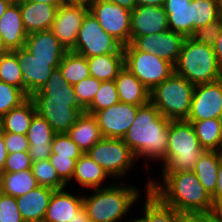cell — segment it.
<instances>
[{"label":"cell","mask_w":222,"mask_h":222,"mask_svg":"<svg viewBox=\"0 0 222 222\" xmlns=\"http://www.w3.org/2000/svg\"><path fill=\"white\" fill-rule=\"evenodd\" d=\"M15 0H0V18Z\"/></svg>","instance_id":"56"},{"label":"cell","mask_w":222,"mask_h":222,"mask_svg":"<svg viewBox=\"0 0 222 222\" xmlns=\"http://www.w3.org/2000/svg\"><path fill=\"white\" fill-rule=\"evenodd\" d=\"M125 67L150 91L174 73V65L150 52L138 51L131 43L123 47Z\"/></svg>","instance_id":"8"},{"label":"cell","mask_w":222,"mask_h":222,"mask_svg":"<svg viewBox=\"0 0 222 222\" xmlns=\"http://www.w3.org/2000/svg\"><path fill=\"white\" fill-rule=\"evenodd\" d=\"M27 1L51 4L53 6H57L58 8L64 4V0H27Z\"/></svg>","instance_id":"55"},{"label":"cell","mask_w":222,"mask_h":222,"mask_svg":"<svg viewBox=\"0 0 222 222\" xmlns=\"http://www.w3.org/2000/svg\"><path fill=\"white\" fill-rule=\"evenodd\" d=\"M48 159L51 165L55 168L59 178L68 187V184H70L69 182L73 177L78 159L58 156V154H51Z\"/></svg>","instance_id":"43"},{"label":"cell","mask_w":222,"mask_h":222,"mask_svg":"<svg viewBox=\"0 0 222 222\" xmlns=\"http://www.w3.org/2000/svg\"><path fill=\"white\" fill-rule=\"evenodd\" d=\"M7 150L4 142V132L0 129V172H3L5 160L7 158Z\"/></svg>","instance_id":"50"},{"label":"cell","mask_w":222,"mask_h":222,"mask_svg":"<svg viewBox=\"0 0 222 222\" xmlns=\"http://www.w3.org/2000/svg\"><path fill=\"white\" fill-rule=\"evenodd\" d=\"M128 220V221H127ZM127 220H124L125 222L127 221V222H147V218L143 215L142 217L140 216L139 218H137V216H136V218H133V219H131V218H129V219H127Z\"/></svg>","instance_id":"59"},{"label":"cell","mask_w":222,"mask_h":222,"mask_svg":"<svg viewBox=\"0 0 222 222\" xmlns=\"http://www.w3.org/2000/svg\"><path fill=\"white\" fill-rule=\"evenodd\" d=\"M39 116L46 119L56 134L67 133L78 116L85 112L78 100L51 99L47 95H31Z\"/></svg>","instance_id":"10"},{"label":"cell","mask_w":222,"mask_h":222,"mask_svg":"<svg viewBox=\"0 0 222 222\" xmlns=\"http://www.w3.org/2000/svg\"><path fill=\"white\" fill-rule=\"evenodd\" d=\"M28 98L29 96L20 88L0 81V118Z\"/></svg>","instance_id":"40"},{"label":"cell","mask_w":222,"mask_h":222,"mask_svg":"<svg viewBox=\"0 0 222 222\" xmlns=\"http://www.w3.org/2000/svg\"><path fill=\"white\" fill-rule=\"evenodd\" d=\"M4 142L7 153L28 151L29 149L27 136L23 134L4 132Z\"/></svg>","instance_id":"47"},{"label":"cell","mask_w":222,"mask_h":222,"mask_svg":"<svg viewBox=\"0 0 222 222\" xmlns=\"http://www.w3.org/2000/svg\"><path fill=\"white\" fill-rule=\"evenodd\" d=\"M51 154L79 159L83 152L67 133L55 134L51 144Z\"/></svg>","instance_id":"41"},{"label":"cell","mask_w":222,"mask_h":222,"mask_svg":"<svg viewBox=\"0 0 222 222\" xmlns=\"http://www.w3.org/2000/svg\"><path fill=\"white\" fill-rule=\"evenodd\" d=\"M213 214L222 219V198L219 199L215 204H214V210H213Z\"/></svg>","instance_id":"57"},{"label":"cell","mask_w":222,"mask_h":222,"mask_svg":"<svg viewBox=\"0 0 222 222\" xmlns=\"http://www.w3.org/2000/svg\"><path fill=\"white\" fill-rule=\"evenodd\" d=\"M31 171L38 186L60 190L67 185L59 178L55 168L49 162V159H43L32 163Z\"/></svg>","instance_id":"37"},{"label":"cell","mask_w":222,"mask_h":222,"mask_svg":"<svg viewBox=\"0 0 222 222\" xmlns=\"http://www.w3.org/2000/svg\"><path fill=\"white\" fill-rule=\"evenodd\" d=\"M119 102L115 81H102L92 103L85 109V112L94 114Z\"/></svg>","instance_id":"39"},{"label":"cell","mask_w":222,"mask_h":222,"mask_svg":"<svg viewBox=\"0 0 222 222\" xmlns=\"http://www.w3.org/2000/svg\"><path fill=\"white\" fill-rule=\"evenodd\" d=\"M89 12L123 47L130 44L131 11L107 0H93Z\"/></svg>","instance_id":"11"},{"label":"cell","mask_w":222,"mask_h":222,"mask_svg":"<svg viewBox=\"0 0 222 222\" xmlns=\"http://www.w3.org/2000/svg\"><path fill=\"white\" fill-rule=\"evenodd\" d=\"M120 102L143 106L150 102V90L125 66L114 80Z\"/></svg>","instance_id":"24"},{"label":"cell","mask_w":222,"mask_h":222,"mask_svg":"<svg viewBox=\"0 0 222 222\" xmlns=\"http://www.w3.org/2000/svg\"><path fill=\"white\" fill-rule=\"evenodd\" d=\"M88 11L89 6L83 4H63L57 9L50 31L66 51L75 47L79 29Z\"/></svg>","instance_id":"12"},{"label":"cell","mask_w":222,"mask_h":222,"mask_svg":"<svg viewBox=\"0 0 222 222\" xmlns=\"http://www.w3.org/2000/svg\"><path fill=\"white\" fill-rule=\"evenodd\" d=\"M169 30L163 6H137L131 11L130 43L138 36Z\"/></svg>","instance_id":"17"},{"label":"cell","mask_w":222,"mask_h":222,"mask_svg":"<svg viewBox=\"0 0 222 222\" xmlns=\"http://www.w3.org/2000/svg\"><path fill=\"white\" fill-rule=\"evenodd\" d=\"M219 19L222 21V0H218Z\"/></svg>","instance_id":"62"},{"label":"cell","mask_w":222,"mask_h":222,"mask_svg":"<svg viewBox=\"0 0 222 222\" xmlns=\"http://www.w3.org/2000/svg\"><path fill=\"white\" fill-rule=\"evenodd\" d=\"M24 48L41 61H51L52 67H59L67 52L50 30L29 33Z\"/></svg>","instance_id":"18"},{"label":"cell","mask_w":222,"mask_h":222,"mask_svg":"<svg viewBox=\"0 0 222 222\" xmlns=\"http://www.w3.org/2000/svg\"><path fill=\"white\" fill-rule=\"evenodd\" d=\"M212 47H213L214 53L216 55L218 64L222 68V31L219 34V36L217 37V39Z\"/></svg>","instance_id":"51"},{"label":"cell","mask_w":222,"mask_h":222,"mask_svg":"<svg viewBox=\"0 0 222 222\" xmlns=\"http://www.w3.org/2000/svg\"><path fill=\"white\" fill-rule=\"evenodd\" d=\"M191 122L202 148L222 152V131L218 118Z\"/></svg>","instance_id":"32"},{"label":"cell","mask_w":222,"mask_h":222,"mask_svg":"<svg viewBox=\"0 0 222 222\" xmlns=\"http://www.w3.org/2000/svg\"><path fill=\"white\" fill-rule=\"evenodd\" d=\"M145 198L142 215L147 218V222H179L181 213L164 204L149 189H146Z\"/></svg>","instance_id":"34"},{"label":"cell","mask_w":222,"mask_h":222,"mask_svg":"<svg viewBox=\"0 0 222 222\" xmlns=\"http://www.w3.org/2000/svg\"><path fill=\"white\" fill-rule=\"evenodd\" d=\"M16 1L19 3L23 26L28 34L50 30L56 16L57 6L27 0Z\"/></svg>","instance_id":"20"},{"label":"cell","mask_w":222,"mask_h":222,"mask_svg":"<svg viewBox=\"0 0 222 222\" xmlns=\"http://www.w3.org/2000/svg\"><path fill=\"white\" fill-rule=\"evenodd\" d=\"M32 161L28 151L8 153L2 173H14L31 169Z\"/></svg>","instance_id":"46"},{"label":"cell","mask_w":222,"mask_h":222,"mask_svg":"<svg viewBox=\"0 0 222 222\" xmlns=\"http://www.w3.org/2000/svg\"><path fill=\"white\" fill-rule=\"evenodd\" d=\"M109 178L102 167L92 160L88 154L83 153L77 160L75 171L70 182L72 183L73 180H75L77 181L76 183L81 185L79 187H82V189L90 188L92 190L103 188L102 184Z\"/></svg>","instance_id":"28"},{"label":"cell","mask_w":222,"mask_h":222,"mask_svg":"<svg viewBox=\"0 0 222 222\" xmlns=\"http://www.w3.org/2000/svg\"><path fill=\"white\" fill-rule=\"evenodd\" d=\"M174 73L197 85L210 83L222 78V68L218 64L213 47L195 42L186 37Z\"/></svg>","instance_id":"5"},{"label":"cell","mask_w":222,"mask_h":222,"mask_svg":"<svg viewBox=\"0 0 222 222\" xmlns=\"http://www.w3.org/2000/svg\"><path fill=\"white\" fill-rule=\"evenodd\" d=\"M36 114L35 104L29 97L20 106L12 108L0 118V129L3 132L26 135L31 121Z\"/></svg>","instance_id":"29"},{"label":"cell","mask_w":222,"mask_h":222,"mask_svg":"<svg viewBox=\"0 0 222 222\" xmlns=\"http://www.w3.org/2000/svg\"><path fill=\"white\" fill-rule=\"evenodd\" d=\"M133 104L119 102L95 112L103 138L122 139L136 118L138 108Z\"/></svg>","instance_id":"13"},{"label":"cell","mask_w":222,"mask_h":222,"mask_svg":"<svg viewBox=\"0 0 222 222\" xmlns=\"http://www.w3.org/2000/svg\"><path fill=\"white\" fill-rule=\"evenodd\" d=\"M122 47L118 41L103 30L97 19L88 11L79 29L75 47L71 51L90 58L117 53Z\"/></svg>","instance_id":"9"},{"label":"cell","mask_w":222,"mask_h":222,"mask_svg":"<svg viewBox=\"0 0 222 222\" xmlns=\"http://www.w3.org/2000/svg\"><path fill=\"white\" fill-rule=\"evenodd\" d=\"M165 0H136V6H163Z\"/></svg>","instance_id":"54"},{"label":"cell","mask_w":222,"mask_h":222,"mask_svg":"<svg viewBox=\"0 0 222 222\" xmlns=\"http://www.w3.org/2000/svg\"><path fill=\"white\" fill-rule=\"evenodd\" d=\"M179 222H209V213L181 214Z\"/></svg>","instance_id":"48"},{"label":"cell","mask_w":222,"mask_h":222,"mask_svg":"<svg viewBox=\"0 0 222 222\" xmlns=\"http://www.w3.org/2000/svg\"><path fill=\"white\" fill-rule=\"evenodd\" d=\"M55 134L46 119L38 114L33 117L26 134L29 143L28 154L32 163L49 158Z\"/></svg>","instance_id":"19"},{"label":"cell","mask_w":222,"mask_h":222,"mask_svg":"<svg viewBox=\"0 0 222 222\" xmlns=\"http://www.w3.org/2000/svg\"><path fill=\"white\" fill-rule=\"evenodd\" d=\"M54 190L37 186L28 193L16 197L17 207L24 222L43 221Z\"/></svg>","instance_id":"23"},{"label":"cell","mask_w":222,"mask_h":222,"mask_svg":"<svg viewBox=\"0 0 222 222\" xmlns=\"http://www.w3.org/2000/svg\"><path fill=\"white\" fill-rule=\"evenodd\" d=\"M195 85L173 73L150 91V102L169 120H186Z\"/></svg>","instance_id":"6"},{"label":"cell","mask_w":222,"mask_h":222,"mask_svg":"<svg viewBox=\"0 0 222 222\" xmlns=\"http://www.w3.org/2000/svg\"><path fill=\"white\" fill-rule=\"evenodd\" d=\"M209 222H222V219L216 217L213 212L209 213Z\"/></svg>","instance_id":"60"},{"label":"cell","mask_w":222,"mask_h":222,"mask_svg":"<svg viewBox=\"0 0 222 222\" xmlns=\"http://www.w3.org/2000/svg\"><path fill=\"white\" fill-rule=\"evenodd\" d=\"M185 36L181 33L167 30L158 34L136 37L131 44L141 52H150L175 65Z\"/></svg>","instance_id":"15"},{"label":"cell","mask_w":222,"mask_h":222,"mask_svg":"<svg viewBox=\"0 0 222 222\" xmlns=\"http://www.w3.org/2000/svg\"><path fill=\"white\" fill-rule=\"evenodd\" d=\"M120 181L93 189L92 195L83 196V207L91 222H121L130 213L141 196L139 189Z\"/></svg>","instance_id":"3"},{"label":"cell","mask_w":222,"mask_h":222,"mask_svg":"<svg viewBox=\"0 0 222 222\" xmlns=\"http://www.w3.org/2000/svg\"><path fill=\"white\" fill-rule=\"evenodd\" d=\"M0 81L22 90V72L14 51L0 55Z\"/></svg>","instance_id":"38"},{"label":"cell","mask_w":222,"mask_h":222,"mask_svg":"<svg viewBox=\"0 0 222 222\" xmlns=\"http://www.w3.org/2000/svg\"><path fill=\"white\" fill-rule=\"evenodd\" d=\"M90 75L100 81H114L125 66L123 47L117 53L87 58Z\"/></svg>","instance_id":"26"},{"label":"cell","mask_w":222,"mask_h":222,"mask_svg":"<svg viewBox=\"0 0 222 222\" xmlns=\"http://www.w3.org/2000/svg\"><path fill=\"white\" fill-rule=\"evenodd\" d=\"M7 51L8 50L5 48V45L2 40V36L0 34V55H2L3 53H6Z\"/></svg>","instance_id":"61"},{"label":"cell","mask_w":222,"mask_h":222,"mask_svg":"<svg viewBox=\"0 0 222 222\" xmlns=\"http://www.w3.org/2000/svg\"><path fill=\"white\" fill-rule=\"evenodd\" d=\"M22 72V90L30 97L39 91L58 67L51 61H41L33 57L24 47L14 50Z\"/></svg>","instance_id":"16"},{"label":"cell","mask_w":222,"mask_h":222,"mask_svg":"<svg viewBox=\"0 0 222 222\" xmlns=\"http://www.w3.org/2000/svg\"><path fill=\"white\" fill-rule=\"evenodd\" d=\"M112 179L125 178L137 161L134 153L122 139L102 138L87 152ZM122 176V177H121Z\"/></svg>","instance_id":"7"},{"label":"cell","mask_w":222,"mask_h":222,"mask_svg":"<svg viewBox=\"0 0 222 222\" xmlns=\"http://www.w3.org/2000/svg\"><path fill=\"white\" fill-rule=\"evenodd\" d=\"M163 8L167 14L169 30L192 35V0H165Z\"/></svg>","instance_id":"27"},{"label":"cell","mask_w":222,"mask_h":222,"mask_svg":"<svg viewBox=\"0 0 222 222\" xmlns=\"http://www.w3.org/2000/svg\"><path fill=\"white\" fill-rule=\"evenodd\" d=\"M58 68L63 78L71 85L91 76L87 58L72 51L64 54Z\"/></svg>","instance_id":"33"},{"label":"cell","mask_w":222,"mask_h":222,"mask_svg":"<svg viewBox=\"0 0 222 222\" xmlns=\"http://www.w3.org/2000/svg\"><path fill=\"white\" fill-rule=\"evenodd\" d=\"M222 111V78L195 85L190 113L186 121L218 118Z\"/></svg>","instance_id":"14"},{"label":"cell","mask_w":222,"mask_h":222,"mask_svg":"<svg viewBox=\"0 0 222 222\" xmlns=\"http://www.w3.org/2000/svg\"><path fill=\"white\" fill-rule=\"evenodd\" d=\"M218 120L220 122V127H221V131H222V111L219 114Z\"/></svg>","instance_id":"63"},{"label":"cell","mask_w":222,"mask_h":222,"mask_svg":"<svg viewBox=\"0 0 222 222\" xmlns=\"http://www.w3.org/2000/svg\"><path fill=\"white\" fill-rule=\"evenodd\" d=\"M221 160L222 152L206 150L193 169L199 182L210 196L215 193L217 172Z\"/></svg>","instance_id":"30"},{"label":"cell","mask_w":222,"mask_h":222,"mask_svg":"<svg viewBox=\"0 0 222 222\" xmlns=\"http://www.w3.org/2000/svg\"><path fill=\"white\" fill-rule=\"evenodd\" d=\"M222 31V21L220 19L196 29L190 36L195 42L213 46L217 37Z\"/></svg>","instance_id":"44"},{"label":"cell","mask_w":222,"mask_h":222,"mask_svg":"<svg viewBox=\"0 0 222 222\" xmlns=\"http://www.w3.org/2000/svg\"><path fill=\"white\" fill-rule=\"evenodd\" d=\"M33 95H47L51 99L77 100L73 85L67 83L59 68L55 69L45 85Z\"/></svg>","instance_id":"35"},{"label":"cell","mask_w":222,"mask_h":222,"mask_svg":"<svg viewBox=\"0 0 222 222\" xmlns=\"http://www.w3.org/2000/svg\"><path fill=\"white\" fill-rule=\"evenodd\" d=\"M110 1L114 4H117L121 7H124L130 11H132L133 9H135L136 6V0H107Z\"/></svg>","instance_id":"53"},{"label":"cell","mask_w":222,"mask_h":222,"mask_svg":"<svg viewBox=\"0 0 222 222\" xmlns=\"http://www.w3.org/2000/svg\"><path fill=\"white\" fill-rule=\"evenodd\" d=\"M68 222H91V219L88 217L86 209L82 207L74 216L71 221Z\"/></svg>","instance_id":"52"},{"label":"cell","mask_w":222,"mask_h":222,"mask_svg":"<svg viewBox=\"0 0 222 222\" xmlns=\"http://www.w3.org/2000/svg\"><path fill=\"white\" fill-rule=\"evenodd\" d=\"M169 122L151 102L138 108L136 118L122 138L137 161L144 157L145 160L164 162Z\"/></svg>","instance_id":"2"},{"label":"cell","mask_w":222,"mask_h":222,"mask_svg":"<svg viewBox=\"0 0 222 222\" xmlns=\"http://www.w3.org/2000/svg\"><path fill=\"white\" fill-rule=\"evenodd\" d=\"M100 80L95 77H88L73 85V89L79 104L86 109L93 101L96 92L101 85Z\"/></svg>","instance_id":"42"},{"label":"cell","mask_w":222,"mask_h":222,"mask_svg":"<svg viewBox=\"0 0 222 222\" xmlns=\"http://www.w3.org/2000/svg\"><path fill=\"white\" fill-rule=\"evenodd\" d=\"M0 34L8 51L24 47L28 33L24 29L19 3L16 0L0 18Z\"/></svg>","instance_id":"22"},{"label":"cell","mask_w":222,"mask_h":222,"mask_svg":"<svg viewBox=\"0 0 222 222\" xmlns=\"http://www.w3.org/2000/svg\"><path fill=\"white\" fill-rule=\"evenodd\" d=\"M217 174L215 193L211 196L214 204L222 198V160L219 163Z\"/></svg>","instance_id":"49"},{"label":"cell","mask_w":222,"mask_h":222,"mask_svg":"<svg viewBox=\"0 0 222 222\" xmlns=\"http://www.w3.org/2000/svg\"><path fill=\"white\" fill-rule=\"evenodd\" d=\"M93 0H64V4H83L89 6Z\"/></svg>","instance_id":"58"},{"label":"cell","mask_w":222,"mask_h":222,"mask_svg":"<svg viewBox=\"0 0 222 222\" xmlns=\"http://www.w3.org/2000/svg\"><path fill=\"white\" fill-rule=\"evenodd\" d=\"M219 19L218 0H192V34Z\"/></svg>","instance_id":"36"},{"label":"cell","mask_w":222,"mask_h":222,"mask_svg":"<svg viewBox=\"0 0 222 222\" xmlns=\"http://www.w3.org/2000/svg\"><path fill=\"white\" fill-rule=\"evenodd\" d=\"M83 207V193L75 195L67 191L66 187L55 190L50 198L44 221L68 222Z\"/></svg>","instance_id":"21"},{"label":"cell","mask_w":222,"mask_h":222,"mask_svg":"<svg viewBox=\"0 0 222 222\" xmlns=\"http://www.w3.org/2000/svg\"><path fill=\"white\" fill-rule=\"evenodd\" d=\"M206 150L201 147L191 122L170 120L166 158L161 174L193 171Z\"/></svg>","instance_id":"4"},{"label":"cell","mask_w":222,"mask_h":222,"mask_svg":"<svg viewBox=\"0 0 222 222\" xmlns=\"http://www.w3.org/2000/svg\"><path fill=\"white\" fill-rule=\"evenodd\" d=\"M67 135L86 153L94 144L103 138L96 117L83 112L68 130Z\"/></svg>","instance_id":"25"},{"label":"cell","mask_w":222,"mask_h":222,"mask_svg":"<svg viewBox=\"0 0 222 222\" xmlns=\"http://www.w3.org/2000/svg\"><path fill=\"white\" fill-rule=\"evenodd\" d=\"M0 222H24L17 207L16 197L0 192Z\"/></svg>","instance_id":"45"},{"label":"cell","mask_w":222,"mask_h":222,"mask_svg":"<svg viewBox=\"0 0 222 222\" xmlns=\"http://www.w3.org/2000/svg\"><path fill=\"white\" fill-rule=\"evenodd\" d=\"M161 175L162 182L159 183L149 177L145 189H149L164 204L181 214L213 212L212 197L193 171Z\"/></svg>","instance_id":"1"},{"label":"cell","mask_w":222,"mask_h":222,"mask_svg":"<svg viewBox=\"0 0 222 222\" xmlns=\"http://www.w3.org/2000/svg\"><path fill=\"white\" fill-rule=\"evenodd\" d=\"M38 186L31 169L14 173H1L0 192L18 197L28 193Z\"/></svg>","instance_id":"31"}]
</instances>
